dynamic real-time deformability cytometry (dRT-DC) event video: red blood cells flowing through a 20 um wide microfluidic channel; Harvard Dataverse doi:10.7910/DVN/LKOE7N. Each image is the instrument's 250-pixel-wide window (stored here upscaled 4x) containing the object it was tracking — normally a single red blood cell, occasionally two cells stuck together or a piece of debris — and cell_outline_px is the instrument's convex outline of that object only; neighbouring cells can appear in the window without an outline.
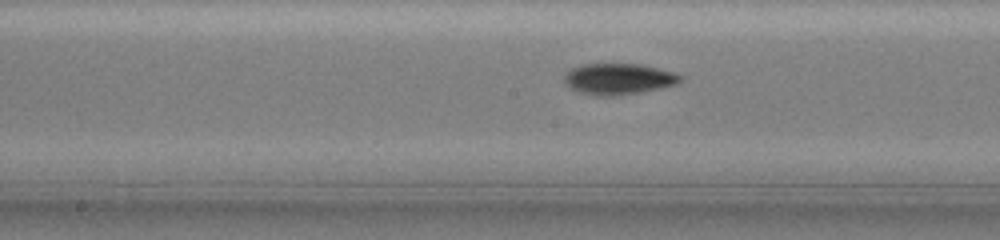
{"species": "common noctule bat (a hibernating species)", "species_latin": "Nyctalus noctula", "temperature_condition": "warm", "stored_images_in_passage": 40, "segment_of_instrument_passage": [1, 2], "camera_frame_rate_fps": 3000, "um_per_image_px": 0.085, "animal": {"sex": "female", "body_mass_g": 19.5, "forearm_length_mm": 54.1}, "frame": {"image": 1, "passage_image": 14, "time_ms": 4.333, "image_size_px": [1000, 240], "cell_outline_px": [[684, 76], [676, 84], [660, 88], [640, 92], [612, 96], [596, 96], [580, 92], [572, 88], [564, 80], [564, 76], [572, 68], [584, 64], [640, 64], [672, 72]], "centroid_in_image_um": [52.58, 6.71], "position_along_channel_um": 195.6, "area_um2": 20.69}}
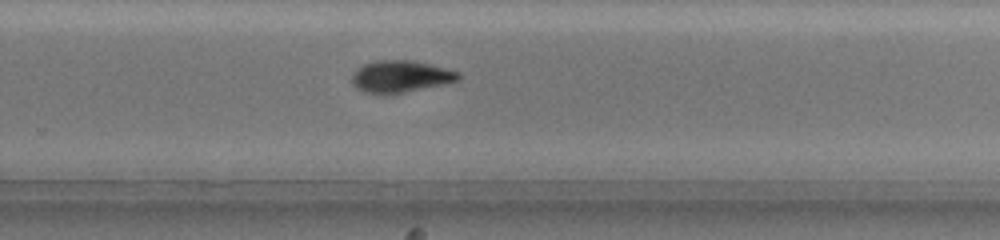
{"frame": {"image": 2, "passage_image": 22, "time_ms": 7.0, "image_size_px": [1000, 240], "cell_outline_px": [[460, 80], [388, 96], [384, 96], [364, 92], [356, 88], [352, 84], [352, 76], [364, 64], [376, 60], [408, 60], [428, 64], [460, 72]], "centroid_in_image_um": [34.02, 6.53], "position_along_channel_um": 295.8, "area_um2": 19.83}}
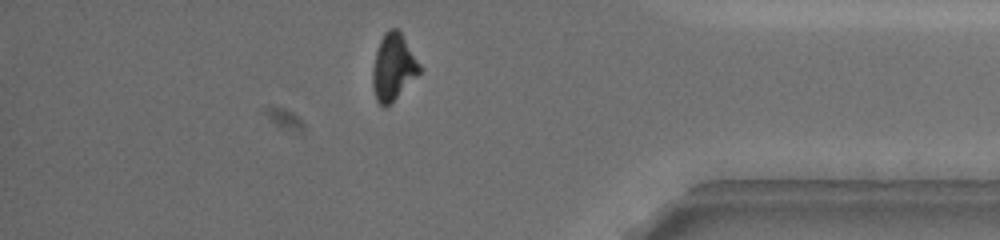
{"frame": {"image": 3, "passage_image": 32, "time_ms": 10.333, "image_size_px": [1000, 240], "cell_outline_px": [[424, 68], [384, 108], [376, 100], [372, 84], [372, 72], [376, 52], [380, 40], [384, 32], [388, 28], [396, 28], [400, 32]], "centroid_in_image_um": [33.43, 5.66], "position_along_channel_um": 401.8, "area_um2": 17.92}}